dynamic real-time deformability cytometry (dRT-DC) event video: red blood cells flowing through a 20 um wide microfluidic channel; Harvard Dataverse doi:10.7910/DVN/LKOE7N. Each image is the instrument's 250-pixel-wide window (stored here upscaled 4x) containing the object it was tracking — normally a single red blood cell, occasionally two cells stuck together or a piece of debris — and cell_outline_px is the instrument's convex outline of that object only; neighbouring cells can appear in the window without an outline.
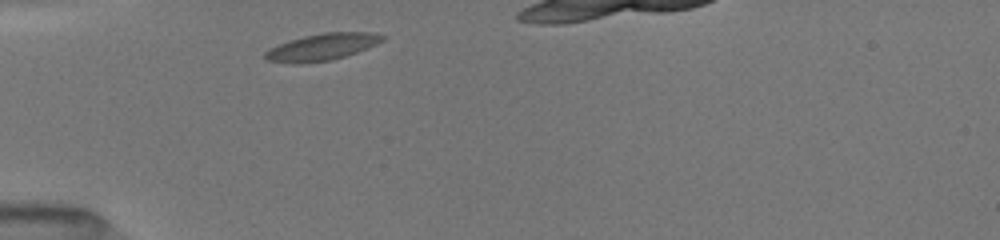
{"species": "common noctule bat (a hibernating species)", "species_latin": "Nyctalus noctula", "temperature_condition": "room temperature", "stored_images_in_passage": 4, "camera_frame_rate_fps": 3000, "um_per_image_px": 0.085, "animal": {"sex": "female", "body_mass_g": 19.5, "forearm_length_mm": 54.1}, "frame": {"image": 1, "passage_image": 1, "time_ms": 0.0, "image_size_px": [1000, 240], "cell_outline_px": [[384, 40], [368, 48], [332, 60], [300, 64], [292, 64], [264, 60], [264, 52], [268, 48], [288, 40], [304, 36], [324, 32], [368, 32], [384, 36]], "centroid_in_image_um": [27.29, 4.01], "position_along_channel_um": 57.7, "area_um2": 18.5}}
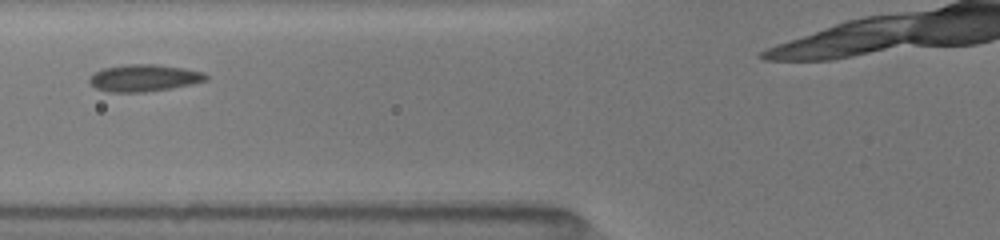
{"frame": {"image": 2, "passage_image": 3, "time_ms": 1.667, "image_size_px": [1000, 240], "cell_outline_px": [[208, 80], [192, 84], [172, 88], [144, 92], [108, 92], [96, 88], [88, 80], [88, 76], [92, 72], [104, 68], [124, 64], [156, 64], [184, 68], [204, 72], [208, 76]], "centroid_in_image_um": [12.23, 6.62], "position_along_channel_um": 113.6, "area_um2": 18.55}}